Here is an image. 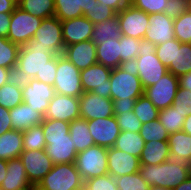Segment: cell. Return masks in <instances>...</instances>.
I'll return each instance as SVG.
<instances>
[{
	"mask_svg": "<svg viewBox=\"0 0 191 190\" xmlns=\"http://www.w3.org/2000/svg\"><path fill=\"white\" fill-rule=\"evenodd\" d=\"M69 122L44 118L45 153L53 164L75 163L77 151L69 133Z\"/></svg>",
	"mask_w": 191,
	"mask_h": 190,
	"instance_id": "6da1fadb",
	"label": "cell"
},
{
	"mask_svg": "<svg viewBox=\"0 0 191 190\" xmlns=\"http://www.w3.org/2000/svg\"><path fill=\"white\" fill-rule=\"evenodd\" d=\"M139 173L150 187L173 190L189 177L188 164L170 158L158 164H140Z\"/></svg>",
	"mask_w": 191,
	"mask_h": 190,
	"instance_id": "7a4b0ae2",
	"label": "cell"
},
{
	"mask_svg": "<svg viewBox=\"0 0 191 190\" xmlns=\"http://www.w3.org/2000/svg\"><path fill=\"white\" fill-rule=\"evenodd\" d=\"M155 52L154 43L141 39L138 56L130 65L141 80L144 89L154 85L168 73L167 67L162 64Z\"/></svg>",
	"mask_w": 191,
	"mask_h": 190,
	"instance_id": "3957f363",
	"label": "cell"
},
{
	"mask_svg": "<svg viewBox=\"0 0 191 190\" xmlns=\"http://www.w3.org/2000/svg\"><path fill=\"white\" fill-rule=\"evenodd\" d=\"M21 47L45 49L53 56L63 55L65 46L61 21L55 16L43 19L33 38Z\"/></svg>",
	"mask_w": 191,
	"mask_h": 190,
	"instance_id": "277c9868",
	"label": "cell"
},
{
	"mask_svg": "<svg viewBox=\"0 0 191 190\" xmlns=\"http://www.w3.org/2000/svg\"><path fill=\"white\" fill-rule=\"evenodd\" d=\"M112 100H136L144 95L141 80L130 65H123L112 69L110 75Z\"/></svg>",
	"mask_w": 191,
	"mask_h": 190,
	"instance_id": "5b68a950",
	"label": "cell"
},
{
	"mask_svg": "<svg viewBox=\"0 0 191 190\" xmlns=\"http://www.w3.org/2000/svg\"><path fill=\"white\" fill-rule=\"evenodd\" d=\"M83 186L84 180L75 163H59L53 165L36 187L39 190H77Z\"/></svg>",
	"mask_w": 191,
	"mask_h": 190,
	"instance_id": "8992f818",
	"label": "cell"
},
{
	"mask_svg": "<svg viewBox=\"0 0 191 190\" xmlns=\"http://www.w3.org/2000/svg\"><path fill=\"white\" fill-rule=\"evenodd\" d=\"M75 166L84 181L108 174L107 148L93 145L79 152Z\"/></svg>",
	"mask_w": 191,
	"mask_h": 190,
	"instance_id": "52a82bcc",
	"label": "cell"
},
{
	"mask_svg": "<svg viewBox=\"0 0 191 190\" xmlns=\"http://www.w3.org/2000/svg\"><path fill=\"white\" fill-rule=\"evenodd\" d=\"M55 93L79 98L82 90L80 70L63 55L57 56L56 77L54 80Z\"/></svg>",
	"mask_w": 191,
	"mask_h": 190,
	"instance_id": "ba28073f",
	"label": "cell"
},
{
	"mask_svg": "<svg viewBox=\"0 0 191 190\" xmlns=\"http://www.w3.org/2000/svg\"><path fill=\"white\" fill-rule=\"evenodd\" d=\"M43 19L32 16L18 6L11 14V23L7 39L18 46H23L30 41Z\"/></svg>",
	"mask_w": 191,
	"mask_h": 190,
	"instance_id": "9c48e42d",
	"label": "cell"
},
{
	"mask_svg": "<svg viewBox=\"0 0 191 190\" xmlns=\"http://www.w3.org/2000/svg\"><path fill=\"white\" fill-rule=\"evenodd\" d=\"M112 69L95 63L86 69L80 70L83 92H93L104 98H110V75Z\"/></svg>",
	"mask_w": 191,
	"mask_h": 190,
	"instance_id": "30bf717a",
	"label": "cell"
},
{
	"mask_svg": "<svg viewBox=\"0 0 191 190\" xmlns=\"http://www.w3.org/2000/svg\"><path fill=\"white\" fill-rule=\"evenodd\" d=\"M179 87V77L168 72L154 85L145 88L144 95L158 110H162L172 106Z\"/></svg>",
	"mask_w": 191,
	"mask_h": 190,
	"instance_id": "8fae6325",
	"label": "cell"
},
{
	"mask_svg": "<svg viewBox=\"0 0 191 190\" xmlns=\"http://www.w3.org/2000/svg\"><path fill=\"white\" fill-rule=\"evenodd\" d=\"M117 14L121 34L138 40L144 39L149 27V14L128 4Z\"/></svg>",
	"mask_w": 191,
	"mask_h": 190,
	"instance_id": "7c38bea8",
	"label": "cell"
},
{
	"mask_svg": "<svg viewBox=\"0 0 191 190\" xmlns=\"http://www.w3.org/2000/svg\"><path fill=\"white\" fill-rule=\"evenodd\" d=\"M79 110L81 118L85 120L114 116L113 100L93 92H84L79 97Z\"/></svg>",
	"mask_w": 191,
	"mask_h": 190,
	"instance_id": "4fadbf2b",
	"label": "cell"
},
{
	"mask_svg": "<svg viewBox=\"0 0 191 190\" xmlns=\"http://www.w3.org/2000/svg\"><path fill=\"white\" fill-rule=\"evenodd\" d=\"M29 182L35 186L51 171L53 163L44 150L23 151L20 156Z\"/></svg>",
	"mask_w": 191,
	"mask_h": 190,
	"instance_id": "5bb4252c",
	"label": "cell"
},
{
	"mask_svg": "<svg viewBox=\"0 0 191 190\" xmlns=\"http://www.w3.org/2000/svg\"><path fill=\"white\" fill-rule=\"evenodd\" d=\"M44 118L62 120L69 123L75 119L81 118L79 98L56 93L49 101Z\"/></svg>",
	"mask_w": 191,
	"mask_h": 190,
	"instance_id": "9a60e30c",
	"label": "cell"
},
{
	"mask_svg": "<svg viewBox=\"0 0 191 190\" xmlns=\"http://www.w3.org/2000/svg\"><path fill=\"white\" fill-rule=\"evenodd\" d=\"M87 124L95 145L105 148L113 147L121 132L115 116L87 120Z\"/></svg>",
	"mask_w": 191,
	"mask_h": 190,
	"instance_id": "2e32d148",
	"label": "cell"
},
{
	"mask_svg": "<svg viewBox=\"0 0 191 190\" xmlns=\"http://www.w3.org/2000/svg\"><path fill=\"white\" fill-rule=\"evenodd\" d=\"M23 102L43 115L46 114L49 101L54 97L55 89L53 86L31 79L30 83L22 89Z\"/></svg>",
	"mask_w": 191,
	"mask_h": 190,
	"instance_id": "e0dca14e",
	"label": "cell"
},
{
	"mask_svg": "<svg viewBox=\"0 0 191 190\" xmlns=\"http://www.w3.org/2000/svg\"><path fill=\"white\" fill-rule=\"evenodd\" d=\"M53 57L45 49L20 47L16 66L34 79Z\"/></svg>",
	"mask_w": 191,
	"mask_h": 190,
	"instance_id": "ac0fdd59",
	"label": "cell"
},
{
	"mask_svg": "<svg viewBox=\"0 0 191 190\" xmlns=\"http://www.w3.org/2000/svg\"><path fill=\"white\" fill-rule=\"evenodd\" d=\"M108 174L114 178L139 172L140 160L114 147L107 148Z\"/></svg>",
	"mask_w": 191,
	"mask_h": 190,
	"instance_id": "d6986e66",
	"label": "cell"
},
{
	"mask_svg": "<svg viewBox=\"0 0 191 190\" xmlns=\"http://www.w3.org/2000/svg\"><path fill=\"white\" fill-rule=\"evenodd\" d=\"M175 38L174 19L165 13L149 15V27L144 39L154 43L156 46Z\"/></svg>",
	"mask_w": 191,
	"mask_h": 190,
	"instance_id": "ffe728a7",
	"label": "cell"
},
{
	"mask_svg": "<svg viewBox=\"0 0 191 190\" xmlns=\"http://www.w3.org/2000/svg\"><path fill=\"white\" fill-rule=\"evenodd\" d=\"M63 56L77 69L83 70L97 63L96 45L92 40L65 46Z\"/></svg>",
	"mask_w": 191,
	"mask_h": 190,
	"instance_id": "44dd1931",
	"label": "cell"
},
{
	"mask_svg": "<svg viewBox=\"0 0 191 190\" xmlns=\"http://www.w3.org/2000/svg\"><path fill=\"white\" fill-rule=\"evenodd\" d=\"M64 46L91 40L94 24L85 16L61 21Z\"/></svg>",
	"mask_w": 191,
	"mask_h": 190,
	"instance_id": "7402d4cb",
	"label": "cell"
},
{
	"mask_svg": "<svg viewBox=\"0 0 191 190\" xmlns=\"http://www.w3.org/2000/svg\"><path fill=\"white\" fill-rule=\"evenodd\" d=\"M12 128L25 131L34 125H39L44 120V115L22 102L20 105L9 109Z\"/></svg>",
	"mask_w": 191,
	"mask_h": 190,
	"instance_id": "603a6c76",
	"label": "cell"
},
{
	"mask_svg": "<svg viewBox=\"0 0 191 190\" xmlns=\"http://www.w3.org/2000/svg\"><path fill=\"white\" fill-rule=\"evenodd\" d=\"M55 17L60 21H66L83 16L97 0H54Z\"/></svg>",
	"mask_w": 191,
	"mask_h": 190,
	"instance_id": "cb8c5ba5",
	"label": "cell"
},
{
	"mask_svg": "<svg viewBox=\"0 0 191 190\" xmlns=\"http://www.w3.org/2000/svg\"><path fill=\"white\" fill-rule=\"evenodd\" d=\"M24 186H35L29 182L25 167L20 158L7 161V174L0 188L2 190H16Z\"/></svg>",
	"mask_w": 191,
	"mask_h": 190,
	"instance_id": "d4e9b609",
	"label": "cell"
},
{
	"mask_svg": "<svg viewBox=\"0 0 191 190\" xmlns=\"http://www.w3.org/2000/svg\"><path fill=\"white\" fill-rule=\"evenodd\" d=\"M170 158L168 140H153L145 142V146L141 152L139 160L140 164L158 165Z\"/></svg>",
	"mask_w": 191,
	"mask_h": 190,
	"instance_id": "484cf974",
	"label": "cell"
},
{
	"mask_svg": "<svg viewBox=\"0 0 191 190\" xmlns=\"http://www.w3.org/2000/svg\"><path fill=\"white\" fill-rule=\"evenodd\" d=\"M23 135L12 129L0 135V159L9 161L19 158L23 152Z\"/></svg>",
	"mask_w": 191,
	"mask_h": 190,
	"instance_id": "4316f807",
	"label": "cell"
},
{
	"mask_svg": "<svg viewBox=\"0 0 191 190\" xmlns=\"http://www.w3.org/2000/svg\"><path fill=\"white\" fill-rule=\"evenodd\" d=\"M97 63L111 69L121 66L120 39H107L103 44L96 45Z\"/></svg>",
	"mask_w": 191,
	"mask_h": 190,
	"instance_id": "83f0119b",
	"label": "cell"
},
{
	"mask_svg": "<svg viewBox=\"0 0 191 190\" xmlns=\"http://www.w3.org/2000/svg\"><path fill=\"white\" fill-rule=\"evenodd\" d=\"M170 157L189 162L191 160V135L184 131L175 132L168 137Z\"/></svg>",
	"mask_w": 191,
	"mask_h": 190,
	"instance_id": "f1b7e54d",
	"label": "cell"
},
{
	"mask_svg": "<svg viewBox=\"0 0 191 190\" xmlns=\"http://www.w3.org/2000/svg\"><path fill=\"white\" fill-rule=\"evenodd\" d=\"M176 77L191 72V43H181L175 38L174 65L167 67Z\"/></svg>",
	"mask_w": 191,
	"mask_h": 190,
	"instance_id": "f546056e",
	"label": "cell"
},
{
	"mask_svg": "<svg viewBox=\"0 0 191 190\" xmlns=\"http://www.w3.org/2000/svg\"><path fill=\"white\" fill-rule=\"evenodd\" d=\"M69 133L75 144L77 153L86 150L95 145L94 140L89 132L87 120L83 118L75 119L70 122Z\"/></svg>",
	"mask_w": 191,
	"mask_h": 190,
	"instance_id": "4dcf8cb0",
	"label": "cell"
},
{
	"mask_svg": "<svg viewBox=\"0 0 191 190\" xmlns=\"http://www.w3.org/2000/svg\"><path fill=\"white\" fill-rule=\"evenodd\" d=\"M122 36L117 14L103 22L94 24L91 40L95 45L103 44L107 39H120Z\"/></svg>",
	"mask_w": 191,
	"mask_h": 190,
	"instance_id": "1f68e13d",
	"label": "cell"
},
{
	"mask_svg": "<svg viewBox=\"0 0 191 190\" xmlns=\"http://www.w3.org/2000/svg\"><path fill=\"white\" fill-rule=\"evenodd\" d=\"M144 146L145 141L139 132L121 131L113 147L139 158Z\"/></svg>",
	"mask_w": 191,
	"mask_h": 190,
	"instance_id": "d6a6232c",
	"label": "cell"
},
{
	"mask_svg": "<svg viewBox=\"0 0 191 190\" xmlns=\"http://www.w3.org/2000/svg\"><path fill=\"white\" fill-rule=\"evenodd\" d=\"M18 7L41 19L55 16L54 0H20L18 1Z\"/></svg>",
	"mask_w": 191,
	"mask_h": 190,
	"instance_id": "836d02e7",
	"label": "cell"
},
{
	"mask_svg": "<svg viewBox=\"0 0 191 190\" xmlns=\"http://www.w3.org/2000/svg\"><path fill=\"white\" fill-rule=\"evenodd\" d=\"M158 120L170 135L182 131L185 117L173 106H169L166 109L159 110Z\"/></svg>",
	"mask_w": 191,
	"mask_h": 190,
	"instance_id": "e575fe53",
	"label": "cell"
},
{
	"mask_svg": "<svg viewBox=\"0 0 191 190\" xmlns=\"http://www.w3.org/2000/svg\"><path fill=\"white\" fill-rule=\"evenodd\" d=\"M23 150H44L46 147L45 135L42 129V123L34 125L22 132Z\"/></svg>",
	"mask_w": 191,
	"mask_h": 190,
	"instance_id": "d590c367",
	"label": "cell"
},
{
	"mask_svg": "<svg viewBox=\"0 0 191 190\" xmlns=\"http://www.w3.org/2000/svg\"><path fill=\"white\" fill-rule=\"evenodd\" d=\"M133 112L139 118L142 124L154 121L158 119L159 116V110L145 95H142L136 99Z\"/></svg>",
	"mask_w": 191,
	"mask_h": 190,
	"instance_id": "8d00e7d4",
	"label": "cell"
},
{
	"mask_svg": "<svg viewBox=\"0 0 191 190\" xmlns=\"http://www.w3.org/2000/svg\"><path fill=\"white\" fill-rule=\"evenodd\" d=\"M20 46L9 39L0 37V67L11 68L17 65Z\"/></svg>",
	"mask_w": 191,
	"mask_h": 190,
	"instance_id": "74e56055",
	"label": "cell"
},
{
	"mask_svg": "<svg viewBox=\"0 0 191 190\" xmlns=\"http://www.w3.org/2000/svg\"><path fill=\"white\" fill-rule=\"evenodd\" d=\"M23 102L22 88L8 83L0 87V105L12 109Z\"/></svg>",
	"mask_w": 191,
	"mask_h": 190,
	"instance_id": "f35d334b",
	"label": "cell"
},
{
	"mask_svg": "<svg viewBox=\"0 0 191 190\" xmlns=\"http://www.w3.org/2000/svg\"><path fill=\"white\" fill-rule=\"evenodd\" d=\"M139 134L145 142H150L153 140H168L169 137L168 131L164 128V126L159 122L158 119L143 123L141 125Z\"/></svg>",
	"mask_w": 191,
	"mask_h": 190,
	"instance_id": "ab89813d",
	"label": "cell"
},
{
	"mask_svg": "<svg viewBox=\"0 0 191 190\" xmlns=\"http://www.w3.org/2000/svg\"><path fill=\"white\" fill-rule=\"evenodd\" d=\"M141 40L128 37L121 36L120 45H121V66L123 65H131L132 62L138 56L140 50Z\"/></svg>",
	"mask_w": 191,
	"mask_h": 190,
	"instance_id": "60d3db41",
	"label": "cell"
},
{
	"mask_svg": "<svg viewBox=\"0 0 191 190\" xmlns=\"http://www.w3.org/2000/svg\"><path fill=\"white\" fill-rule=\"evenodd\" d=\"M118 190H150L148 183L139 172L114 178Z\"/></svg>",
	"mask_w": 191,
	"mask_h": 190,
	"instance_id": "b9f144b4",
	"label": "cell"
},
{
	"mask_svg": "<svg viewBox=\"0 0 191 190\" xmlns=\"http://www.w3.org/2000/svg\"><path fill=\"white\" fill-rule=\"evenodd\" d=\"M175 38L181 43H191V13H182L174 19Z\"/></svg>",
	"mask_w": 191,
	"mask_h": 190,
	"instance_id": "7bdbcfd3",
	"label": "cell"
},
{
	"mask_svg": "<svg viewBox=\"0 0 191 190\" xmlns=\"http://www.w3.org/2000/svg\"><path fill=\"white\" fill-rule=\"evenodd\" d=\"M121 131L139 132L141 121L132 111L114 114Z\"/></svg>",
	"mask_w": 191,
	"mask_h": 190,
	"instance_id": "ee69618b",
	"label": "cell"
},
{
	"mask_svg": "<svg viewBox=\"0 0 191 190\" xmlns=\"http://www.w3.org/2000/svg\"><path fill=\"white\" fill-rule=\"evenodd\" d=\"M116 15V12L104 3H96L83 16L88 18L93 24L103 22Z\"/></svg>",
	"mask_w": 191,
	"mask_h": 190,
	"instance_id": "f6af8a7d",
	"label": "cell"
},
{
	"mask_svg": "<svg viewBox=\"0 0 191 190\" xmlns=\"http://www.w3.org/2000/svg\"><path fill=\"white\" fill-rule=\"evenodd\" d=\"M86 190H118L113 176L106 174L84 181Z\"/></svg>",
	"mask_w": 191,
	"mask_h": 190,
	"instance_id": "bcb514c9",
	"label": "cell"
},
{
	"mask_svg": "<svg viewBox=\"0 0 191 190\" xmlns=\"http://www.w3.org/2000/svg\"><path fill=\"white\" fill-rule=\"evenodd\" d=\"M167 0H129V4L133 7L144 11L151 15L156 13H164Z\"/></svg>",
	"mask_w": 191,
	"mask_h": 190,
	"instance_id": "7dc6e473",
	"label": "cell"
},
{
	"mask_svg": "<svg viewBox=\"0 0 191 190\" xmlns=\"http://www.w3.org/2000/svg\"><path fill=\"white\" fill-rule=\"evenodd\" d=\"M172 106L177 109L185 118L191 114V91L178 88L176 98L174 99Z\"/></svg>",
	"mask_w": 191,
	"mask_h": 190,
	"instance_id": "c3c4849f",
	"label": "cell"
},
{
	"mask_svg": "<svg viewBox=\"0 0 191 190\" xmlns=\"http://www.w3.org/2000/svg\"><path fill=\"white\" fill-rule=\"evenodd\" d=\"M155 53L164 66L174 65L175 38L156 46Z\"/></svg>",
	"mask_w": 191,
	"mask_h": 190,
	"instance_id": "681fc988",
	"label": "cell"
},
{
	"mask_svg": "<svg viewBox=\"0 0 191 190\" xmlns=\"http://www.w3.org/2000/svg\"><path fill=\"white\" fill-rule=\"evenodd\" d=\"M31 79V77L27 76V74L17 66L11 67L8 70L7 83L10 85H14L23 89L30 83Z\"/></svg>",
	"mask_w": 191,
	"mask_h": 190,
	"instance_id": "f907efd6",
	"label": "cell"
},
{
	"mask_svg": "<svg viewBox=\"0 0 191 190\" xmlns=\"http://www.w3.org/2000/svg\"><path fill=\"white\" fill-rule=\"evenodd\" d=\"M56 68H57V56H54L48 62V66H46L40 74L36 75L35 79L39 80L40 82L53 86L56 77Z\"/></svg>",
	"mask_w": 191,
	"mask_h": 190,
	"instance_id": "816d5d0a",
	"label": "cell"
},
{
	"mask_svg": "<svg viewBox=\"0 0 191 190\" xmlns=\"http://www.w3.org/2000/svg\"><path fill=\"white\" fill-rule=\"evenodd\" d=\"M187 12L186 0H167L164 13L170 18H178L182 13Z\"/></svg>",
	"mask_w": 191,
	"mask_h": 190,
	"instance_id": "f5cc1de1",
	"label": "cell"
},
{
	"mask_svg": "<svg viewBox=\"0 0 191 190\" xmlns=\"http://www.w3.org/2000/svg\"><path fill=\"white\" fill-rule=\"evenodd\" d=\"M12 129L9 109L0 105V135Z\"/></svg>",
	"mask_w": 191,
	"mask_h": 190,
	"instance_id": "db71d44e",
	"label": "cell"
},
{
	"mask_svg": "<svg viewBox=\"0 0 191 190\" xmlns=\"http://www.w3.org/2000/svg\"><path fill=\"white\" fill-rule=\"evenodd\" d=\"M136 100L123 101L122 99L113 100V113H123L132 111Z\"/></svg>",
	"mask_w": 191,
	"mask_h": 190,
	"instance_id": "11a10c76",
	"label": "cell"
},
{
	"mask_svg": "<svg viewBox=\"0 0 191 190\" xmlns=\"http://www.w3.org/2000/svg\"><path fill=\"white\" fill-rule=\"evenodd\" d=\"M12 13H0V37L7 38Z\"/></svg>",
	"mask_w": 191,
	"mask_h": 190,
	"instance_id": "9f6ffc18",
	"label": "cell"
},
{
	"mask_svg": "<svg viewBox=\"0 0 191 190\" xmlns=\"http://www.w3.org/2000/svg\"><path fill=\"white\" fill-rule=\"evenodd\" d=\"M98 3H104L106 6H109L116 13L121 11L129 4V0H97Z\"/></svg>",
	"mask_w": 191,
	"mask_h": 190,
	"instance_id": "6f0895ef",
	"label": "cell"
},
{
	"mask_svg": "<svg viewBox=\"0 0 191 190\" xmlns=\"http://www.w3.org/2000/svg\"><path fill=\"white\" fill-rule=\"evenodd\" d=\"M17 6L15 0H0V13H12Z\"/></svg>",
	"mask_w": 191,
	"mask_h": 190,
	"instance_id": "680465c9",
	"label": "cell"
},
{
	"mask_svg": "<svg viewBox=\"0 0 191 190\" xmlns=\"http://www.w3.org/2000/svg\"><path fill=\"white\" fill-rule=\"evenodd\" d=\"M179 86L191 91V72L179 77Z\"/></svg>",
	"mask_w": 191,
	"mask_h": 190,
	"instance_id": "91938a15",
	"label": "cell"
},
{
	"mask_svg": "<svg viewBox=\"0 0 191 190\" xmlns=\"http://www.w3.org/2000/svg\"><path fill=\"white\" fill-rule=\"evenodd\" d=\"M7 174V161L0 159V186Z\"/></svg>",
	"mask_w": 191,
	"mask_h": 190,
	"instance_id": "94428289",
	"label": "cell"
},
{
	"mask_svg": "<svg viewBox=\"0 0 191 190\" xmlns=\"http://www.w3.org/2000/svg\"><path fill=\"white\" fill-rule=\"evenodd\" d=\"M8 70L7 68L0 67V87L8 81Z\"/></svg>",
	"mask_w": 191,
	"mask_h": 190,
	"instance_id": "6125c7cd",
	"label": "cell"
},
{
	"mask_svg": "<svg viewBox=\"0 0 191 190\" xmlns=\"http://www.w3.org/2000/svg\"><path fill=\"white\" fill-rule=\"evenodd\" d=\"M182 131H184L185 133L191 135V114L188 115V116L185 118V121H184V123H183Z\"/></svg>",
	"mask_w": 191,
	"mask_h": 190,
	"instance_id": "be15d7a7",
	"label": "cell"
},
{
	"mask_svg": "<svg viewBox=\"0 0 191 190\" xmlns=\"http://www.w3.org/2000/svg\"><path fill=\"white\" fill-rule=\"evenodd\" d=\"M173 190H191V177L189 176L184 182Z\"/></svg>",
	"mask_w": 191,
	"mask_h": 190,
	"instance_id": "e7e4bbea",
	"label": "cell"
},
{
	"mask_svg": "<svg viewBox=\"0 0 191 190\" xmlns=\"http://www.w3.org/2000/svg\"><path fill=\"white\" fill-rule=\"evenodd\" d=\"M36 186H24L22 188L16 189V190H34Z\"/></svg>",
	"mask_w": 191,
	"mask_h": 190,
	"instance_id": "03108f58",
	"label": "cell"
},
{
	"mask_svg": "<svg viewBox=\"0 0 191 190\" xmlns=\"http://www.w3.org/2000/svg\"><path fill=\"white\" fill-rule=\"evenodd\" d=\"M187 1V11L191 13V0H186Z\"/></svg>",
	"mask_w": 191,
	"mask_h": 190,
	"instance_id": "003e7915",
	"label": "cell"
},
{
	"mask_svg": "<svg viewBox=\"0 0 191 190\" xmlns=\"http://www.w3.org/2000/svg\"><path fill=\"white\" fill-rule=\"evenodd\" d=\"M150 190H170L167 188H159V187H150Z\"/></svg>",
	"mask_w": 191,
	"mask_h": 190,
	"instance_id": "a7ac6f4b",
	"label": "cell"
},
{
	"mask_svg": "<svg viewBox=\"0 0 191 190\" xmlns=\"http://www.w3.org/2000/svg\"><path fill=\"white\" fill-rule=\"evenodd\" d=\"M187 164H188L189 176L191 177V160Z\"/></svg>",
	"mask_w": 191,
	"mask_h": 190,
	"instance_id": "89a4df30",
	"label": "cell"
},
{
	"mask_svg": "<svg viewBox=\"0 0 191 190\" xmlns=\"http://www.w3.org/2000/svg\"><path fill=\"white\" fill-rule=\"evenodd\" d=\"M77 190H86V188L83 186L82 188L77 189Z\"/></svg>",
	"mask_w": 191,
	"mask_h": 190,
	"instance_id": "2644e50d",
	"label": "cell"
}]
</instances>
